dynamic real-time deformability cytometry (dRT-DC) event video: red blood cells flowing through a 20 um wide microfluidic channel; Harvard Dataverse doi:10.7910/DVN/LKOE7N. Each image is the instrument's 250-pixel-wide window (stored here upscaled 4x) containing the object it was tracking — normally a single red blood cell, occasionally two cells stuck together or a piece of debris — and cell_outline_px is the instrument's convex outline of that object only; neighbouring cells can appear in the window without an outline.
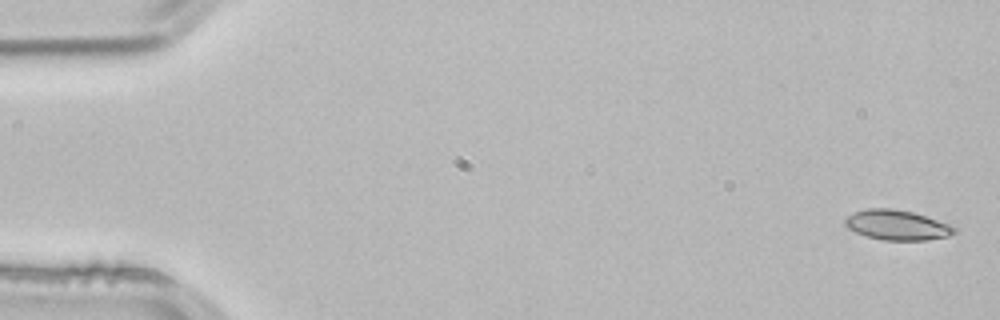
{"species": "common noctule bat (a hibernating species)", "species_latin": "Nyctalus noctula", "temperature_condition": "room temperature", "stored_images_in_passage": 4, "camera_frame_rate_fps": 3000, "um_per_image_px": 0.085, "animal": {"sex": "male", "body_mass_g": 21.5, "forearm_length_mm": 52.0}, "frame": {"image": 1, "passage_image": 1, "time_ms": 0.0, "image_size_px": [1000, 320], "cell_outline_px": [[956, 232], [948, 236], [924, 240], [884, 240], [868, 236], [856, 232], [848, 228], [844, 224], [844, 220], [848, 216], [856, 212], [868, 208], [892, 208], [912, 212], [948, 224], [956, 228]], "centroid_in_image_um": [76.23, 19.13], "position_along_channel_um": 8.8, "area_um2": 18.73}}